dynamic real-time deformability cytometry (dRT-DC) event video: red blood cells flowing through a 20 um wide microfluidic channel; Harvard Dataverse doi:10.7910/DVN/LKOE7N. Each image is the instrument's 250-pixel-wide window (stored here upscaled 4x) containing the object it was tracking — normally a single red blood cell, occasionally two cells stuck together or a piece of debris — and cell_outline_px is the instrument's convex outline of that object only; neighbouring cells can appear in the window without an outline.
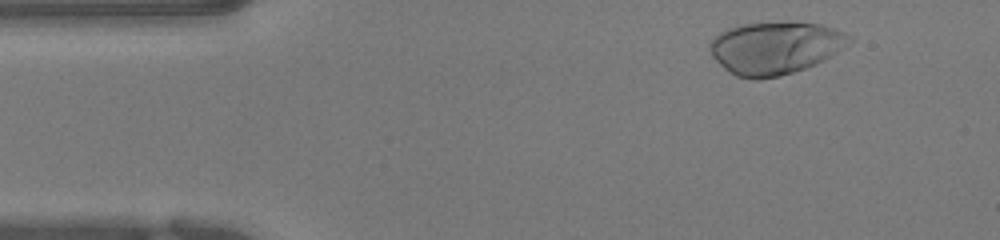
{"species": "human", "species_latin": "Homo sapiens", "temperature_condition": "warm", "stored_images_in_passage": 48, "camera_frame_rate_fps": 3000, "um_per_image_px": 0.085, "donor": {"sex": "female"}, "frame": {"image": 1, "passage_image": 3, "time_ms": 0.667, "image_size_px": [1000, 240], "cell_outline_px": [[852, 40], [836, 52], [824, 60], [816, 64], [780, 76], [756, 80], [752, 80], [736, 76], [724, 68], [712, 56], [708, 44], [720, 32], [728, 28], [740, 24], [820, 24], [844, 32], [852, 36]], "centroid_in_image_um": [65.85, 4.1], "position_along_channel_um": 19.1, "area_um2": 41.91}}
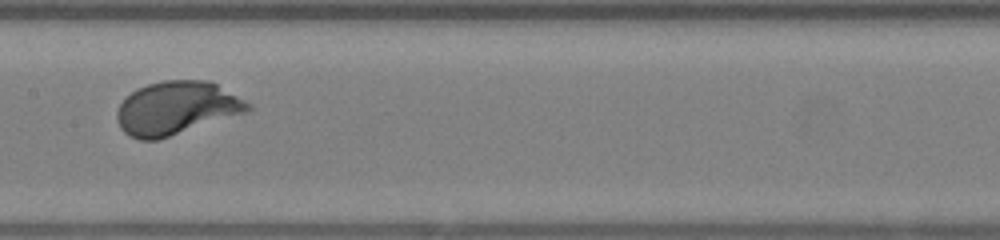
{"frame": {"image": 2, "passage_image": 22, "time_ms": 7.0, "image_size_px": [1000, 240], "cell_outline_px": [[252, 108], [248, 112], [156, 140], [140, 140], [128, 136], [120, 128], [116, 116], [116, 112], [120, 104], [136, 88], [148, 84], [164, 80], [208, 80], [216, 84], [252, 104]], "centroid_in_image_um": [14.99, 9.19], "position_along_channel_um": 192.4, "area_um2": 40.46}}
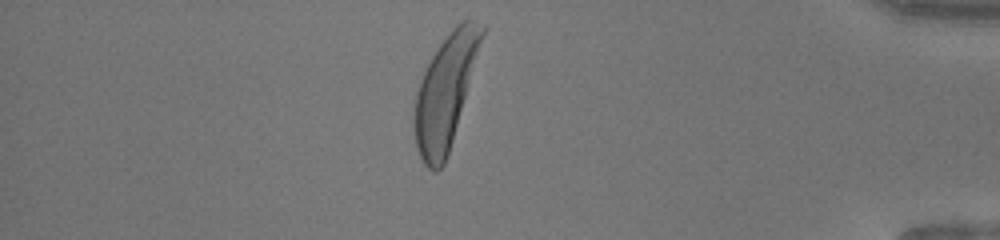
{"frame": {"image": 3, "passage_image": 41, "time_ms": 13.333, "image_size_px": [1000, 240], "cell_outline_px": [[484, 32], [452, 140], [444, 164], [436, 172], [432, 172], [424, 164], [416, 148], [412, 124], [412, 108], [416, 92], [420, 80], [432, 56], [440, 44], [452, 28], [456, 24], [464, 20], [472, 20], [484, 28]], "centroid_in_image_um": [37.78, 7.87], "position_along_channel_um": 397.4, "area_um2": 43.47}, "authors_computed_cell_mechanics": {"area_um2": 40.2288, "velocity_mm_per_s": 3.9227, "shape_relaxation_time_tau1_ms": 1.6418, "shape_relaxation_time_tau2_ms": null, "deformation_change_tau1": 0.1667, "deformation_change_tau2": null}}